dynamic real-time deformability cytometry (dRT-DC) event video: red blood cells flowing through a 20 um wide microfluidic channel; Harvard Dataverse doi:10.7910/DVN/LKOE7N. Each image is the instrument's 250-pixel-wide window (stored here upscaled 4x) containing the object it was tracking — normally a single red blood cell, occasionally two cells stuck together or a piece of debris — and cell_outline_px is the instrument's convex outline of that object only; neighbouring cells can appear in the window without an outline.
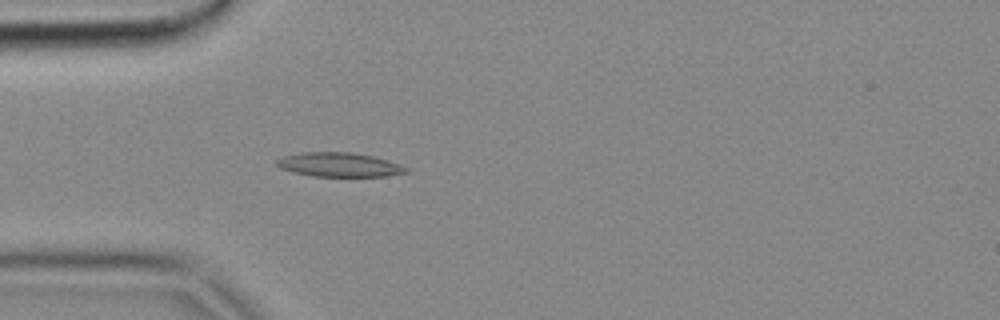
{"species": "common noctule bat (a hibernating species)", "species_latin": "Nyctalus noctula", "temperature_condition": "cold", "stored_images_in_passage": 4, "camera_frame_rate_fps": 3000, "um_per_image_px": 0.085, "animal": {"sex": "female", "body_mass_g": 18.4}, "frame": {"image": 1, "passage_image": 4, "time_ms": 1.0, "image_size_px": [1000, 320], "cell_outline_px": [[412, 172], [388, 176], [312, 176], [292, 172], [280, 168], [276, 164], [276, 160], [284, 156], [304, 152], [348, 152], [372, 156], [388, 160], [412, 168]], "centroid_in_image_um": [28.91, 14.01], "position_along_channel_um": 56.1, "area_um2": 18.38}}